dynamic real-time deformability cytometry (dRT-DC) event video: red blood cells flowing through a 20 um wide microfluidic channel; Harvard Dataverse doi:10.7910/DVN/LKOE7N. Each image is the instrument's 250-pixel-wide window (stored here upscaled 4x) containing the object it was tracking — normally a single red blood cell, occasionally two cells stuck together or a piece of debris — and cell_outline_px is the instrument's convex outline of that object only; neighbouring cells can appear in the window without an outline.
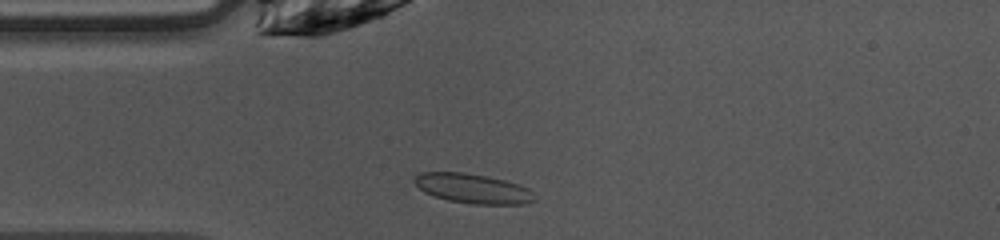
{"species": "common noctule bat (a hibernating species)", "species_latin": "Nyctalus noctula", "temperature_condition": "warm", "stored_images_in_passage": 40, "camera_frame_rate_fps": 3000, "um_per_image_px": 0.085, "animal": {"sex": "female", "body_mass_g": 10.0, "forearm_length_mm": 53.1}, "frame": {"image": 1, "passage_image": 3, "time_ms": 0.667, "image_size_px": [1000, 240], "cell_outline_px": [[536, 200], [524, 204], [472, 204], [448, 200], [424, 192], [412, 180], [420, 172], [464, 172], [504, 180], [520, 184], [528, 188], [536, 196]], "centroid_in_image_um": [40.22, 16.02], "position_along_channel_um": 44.8, "area_um2": 20.69}}
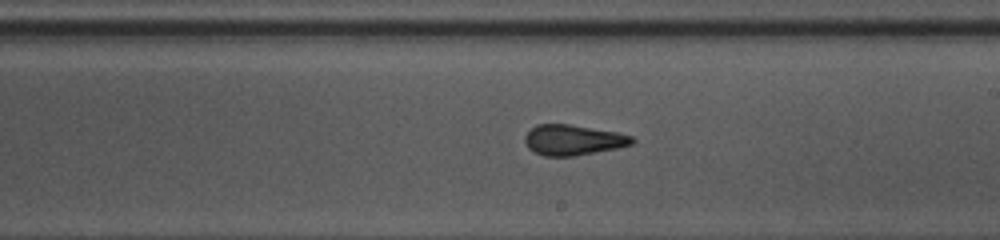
{"frame": {"image": 2, "passage_image": 18, "time_ms": 5.667, "image_size_px": [1000, 240], "cell_outline_px": [[636, 140], [632, 144], [616, 148], [572, 156], [544, 156], [528, 148], [524, 140], [524, 136], [536, 124], [568, 124], [620, 132], [632, 136]], "centroid_in_image_um": [48.72, 11.88], "position_along_channel_um": 240.3, "area_um2": 18.96}}
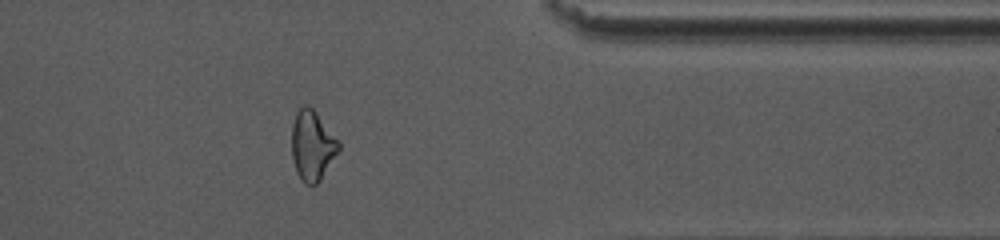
{"frame": {"image": 3, "passage_image": 30, "time_ms": 9.667, "image_size_px": [1000, 240], "cell_outline_px": [[340, 148], [320, 180], [316, 184], [304, 184], [300, 180], [296, 172], [292, 156], [292, 124], [296, 112], [304, 104], [308, 104], [316, 112], [340, 140]], "centroid_in_image_um": [26.54, 12.35], "position_along_channel_um": 384.9, "area_um2": 19.25}, "authors_computed_cell_mechanics": {"area_um2": 19.363, "velocity_mm_per_s": 4.0483, "shape_relaxation_time_tau1_ms": 7.3377, "shape_relaxation_time_tau2_ms": 2.3879, "deformation_change_tau1": 0.1294, "deformation_change_tau2": 0.0747}}